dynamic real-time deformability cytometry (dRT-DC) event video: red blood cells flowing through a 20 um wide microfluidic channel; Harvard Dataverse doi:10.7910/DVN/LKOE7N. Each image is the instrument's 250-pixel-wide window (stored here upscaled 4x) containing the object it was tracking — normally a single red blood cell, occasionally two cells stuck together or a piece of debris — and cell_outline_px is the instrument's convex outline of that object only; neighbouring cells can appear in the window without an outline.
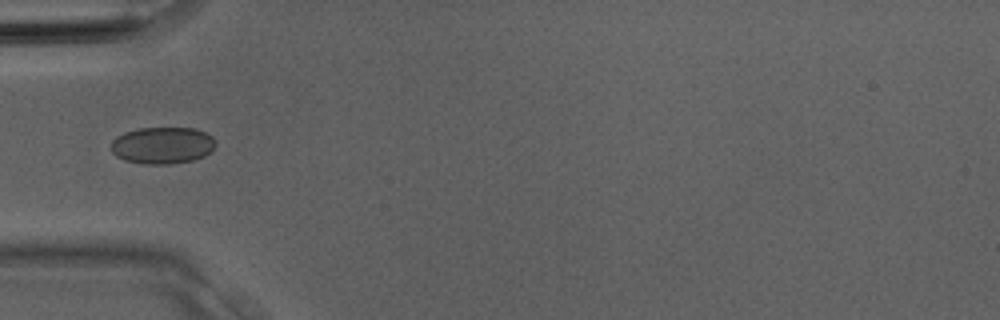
{"species": "Egyptian fruit bat (a non-hibernating species)", "species_latin": "Rousettus aegyptiacus", "temperature_condition": "room temperature", "stored_images_in_passage": 2, "camera_frame_rate_fps": 3000, "um_per_image_px": 0.085, "animal": {"sex": "male"}, "frame": {"image": 1, "passage_image": 2, "time_ms": 0.333, "image_size_px": [1000, 320], "cell_outline_px": [[216, 144], [204, 156], [192, 160], [168, 164], [144, 164], [124, 160], [116, 156], [112, 152], [112, 140], [116, 136], [124, 132], [140, 128], [196, 128], [212, 136], [216, 140]], "centroid_in_image_um": [13.79, 12.35], "position_along_channel_um": 71.2, "area_um2": 22.43}}